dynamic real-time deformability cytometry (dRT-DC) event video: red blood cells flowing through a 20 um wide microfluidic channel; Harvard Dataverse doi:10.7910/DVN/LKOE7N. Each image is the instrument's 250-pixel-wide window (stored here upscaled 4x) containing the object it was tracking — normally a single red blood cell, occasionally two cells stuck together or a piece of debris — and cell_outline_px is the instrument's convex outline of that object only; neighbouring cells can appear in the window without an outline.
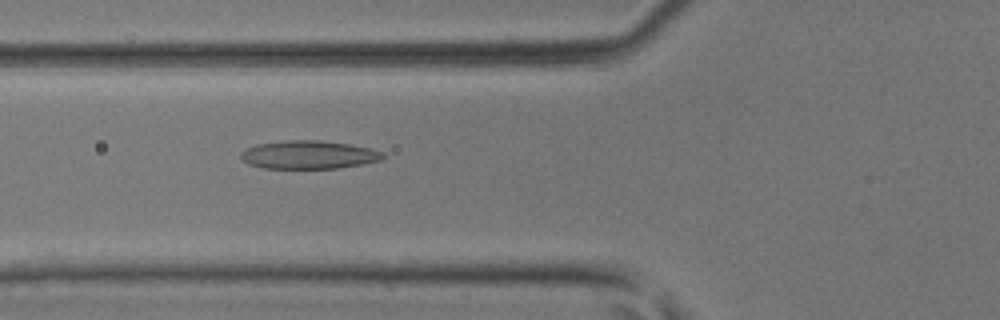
{"species": "common noctule bat (a hibernating species)", "species_latin": "Nyctalus noctula", "temperature_condition": "room temperature", "stored_images_in_passage": 42, "camera_frame_rate_fps": 3000, "um_per_image_px": 0.085, "animal": {"sex": "male", "body_mass_g": 17.9, "forearm_length_mm": 54.2}, "frame": {"image": 1, "passage_image": 17, "time_ms": 5.333, "image_size_px": [1000, 320], "cell_outline_px": [[384, 156], [380, 160], [364, 164], [336, 168], [264, 168], [248, 164], [240, 160], [240, 152], [256, 144], [284, 140], [320, 140], [348, 144], [368, 148], [384, 152]], "centroid_in_image_um": [26.2, 13.15], "position_along_channel_um": 99.6, "area_um2": 23.41}}
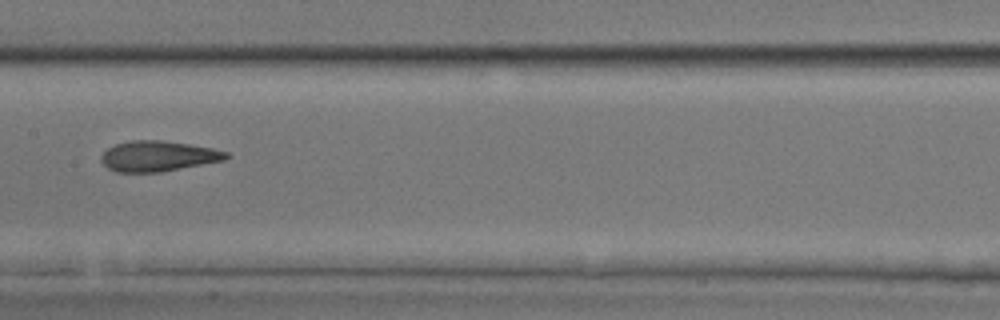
{"frame": {"image": 2, "passage_image": 23, "time_ms": 7.333, "image_size_px": [1000, 320], "cell_outline_px": [[232, 156], [224, 160], [160, 172], [116, 172], [108, 168], [100, 160], [100, 156], [108, 148], [116, 144], [132, 140], [160, 140], [188, 144], [212, 148], [228, 152]], "centroid_in_image_um": [13.44, 13.27], "position_along_channel_um": 194.0, "area_um2": 22.08}}
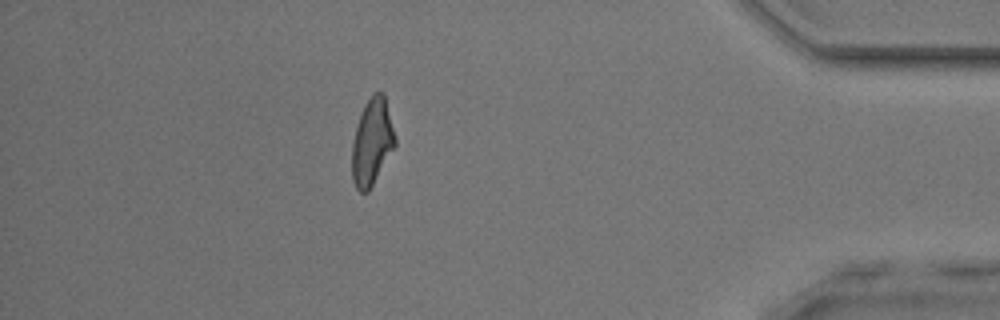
{"frame": {"image": 3, "passage_image": 39, "time_ms": 12.667, "image_size_px": [1000, 320], "cell_outline_px": [[396, 144], [368, 192], [360, 192], [356, 188], [352, 180], [352, 144], [360, 112], [364, 104], [372, 92], [384, 92], [396, 140]], "centroid_in_image_um": [31.61, 12.04], "position_along_channel_um": 403.6, "area_um2": 21.68}}